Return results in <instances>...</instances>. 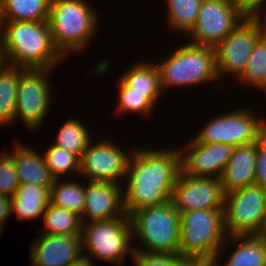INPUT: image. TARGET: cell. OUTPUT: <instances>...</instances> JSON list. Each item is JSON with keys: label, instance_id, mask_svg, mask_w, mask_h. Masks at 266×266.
<instances>
[{"label": "cell", "instance_id": "cell-1", "mask_svg": "<svg viewBox=\"0 0 266 266\" xmlns=\"http://www.w3.org/2000/svg\"><path fill=\"white\" fill-rule=\"evenodd\" d=\"M123 191L124 209L129 216L143 208L172 200L174 185L181 172L178 149H132Z\"/></svg>", "mask_w": 266, "mask_h": 266}, {"label": "cell", "instance_id": "cell-2", "mask_svg": "<svg viewBox=\"0 0 266 266\" xmlns=\"http://www.w3.org/2000/svg\"><path fill=\"white\" fill-rule=\"evenodd\" d=\"M0 52L4 64L24 69H53L64 59L48 21H0Z\"/></svg>", "mask_w": 266, "mask_h": 266}, {"label": "cell", "instance_id": "cell-3", "mask_svg": "<svg viewBox=\"0 0 266 266\" xmlns=\"http://www.w3.org/2000/svg\"><path fill=\"white\" fill-rule=\"evenodd\" d=\"M180 228L179 254L183 258L192 266L219 263L223 246L228 244L224 241L228 235L224 227L223 209L181 212Z\"/></svg>", "mask_w": 266, "mask_h": 266}, {"label": "cell", "instance_id": "cell-4", "mask_svg": "<svg viewBox=\"0 0 266 266\" xmlns=\"http://www.w3.org/2000/svg\"><path fill=\"white\" fill-rule=\"evenodd\" d=\"M97 19L86 0H51L48 24L53 43L64 58L88 45L97 31Z\"/></svg>", "mask_w": 266, "mask_h": 266}, {"label": "cell", "instance_id": "cell-5", "mask_svg": "<svg viewBox=\"0 0 266 266\" xmlns=\"http://www.w3.org/2000/svg\"><path fill=\"white\" fill-rule=\"evenodd\" d=\"M132 238H137L148 253H179L180 212L172 200L143 208L129 215Z\"/></svg>", "mask_w": 266, "mask_h": 266}, {"label": "cell", "instance_id": "cell-6", "mask_svg": "<svg viewBox=\"0 0 266 266\" xmlns=\"http://www.w3.org/2000/svg\"><path fill=\"white\" fill-rule=\"evenodd\" d=\"M156 66L162 90L218 81L215 49L208 46L187 43Z\"/></svg>", "mask_w": 266, "mask_h": 266}, {"label": "cell", "instance_id": "cell-7", "mask_svg": "<svg viewBox=\"0 0 266 266\" xmlns=\"http://www.w3.org/2000/svg\"><path fill=\"white\" fill-rule=\"evenodd\" d=\"M224 227L228 236L266 234V188L251 185L225 193Z\"/></svg>", "mask_w": 266, "mask_h": 266}, {"label": "cell", "instance_id": "cell-8", "mask_svg": "<svg viewBox=\"0 0 266 266\" xmlns=\"http://www.w3.org/2000/svg\"><path fill=\"white\" fill-rule=\"evenodd\" d=\"M81 238L83 252L87 249L91 256L94 255L104 262L116 263L119 266L125 261L128 252L131 254L134 252L131 240H135L132 239V227L127 214L118 218L82 224Z\"/></svg>", "mask_w": 266, "mask_h": 266}, {"label": "cell", "instance_id": "cell-9", "mask_svg": "<svg viewBox=\"0 0 266 266\" xmlns=\"http://www.w3.org/2000/svg\"><path fill=\"white\" fill-rule=\"evenodd\" d=\"M51 71L52 69H24L19 74L15 120L20 118L29 130L42 126L48 115L52 98L48 81Z\"/></svg>", "mask_w": 266, "mask_h": 266}, {"label": "cell", "instance_id": "cell-10", "mask_svg": "<svg viewBox=\"0 0 266 266\" xmlns=\"http://www.w3.org/2000/svg\"><path fill=\"white\" fill-rule=\"evenodd\" d=\"M245 18L232 0H203L188 37L194 45L216 47Z\"/></svg>", "mask_w": 266, "mask_h": 266}, {"label": "cell", "instance_id": "cell-11", "mask_svg": "<svg viewBox=\"0 0 266 266\" xmlns=\"http://www.w3.org/2000/svg\"><path fill=\"white\" fill-rule=\"evenodd\" d=\"M247 109L232 110L212 118L194 139L200 143H224L233 147L258 141L263 117L258 119Z\"/></svg>", "mask_w": 266, "mask_h": 266}, {"label": "cell", "instance_id": "cell-12", "mask_svg": "<svg viewBox=\"0 0 266 266\" xmlns=\"http://www.w3.org/2000/svg\"><path fill=\"white\" fill-rule=\"evenodd\" d=\"M260 36V31L254 20L245 17L223 41L214 47L218 78L225 74L235 75L234 77L238 78L245 69Z\"/></svg>", "mask_w": 266, "mask_h": 266}, {"label": "cell", "instance_id": "cell-13", "mask_svg": "<svg viewBox=\"0 0 266 266\" xmlns=\"http://www.w3.org/2000/svg\"><path fill=\"white\" fill-rule=\"evenodd\" d=\"M93 142L89 143L80 157V176H85L87 180L120 183V179L126 177L132 152L123 151L114 142H109L108 138Z\"/></svg>", "mask_w": 266, "mask_h": 266}, {"label": "cell", "instance_id": "cell-14", "mask_svg": "<svg viewBox=\"0 0 266 266\" xmlns=\"http://www.w3.org/2000/svg\"><path fill=\"white\" fill-rule=\"evenodd\" d=\"M225 192L221 178L191 177L180 172L174 185L172 202L181 212L223 209Z\"/></svg>", "mask_w": 266, "mask_h": 266}, {"label": "cell", "instance_id": "cell-15", "mask_svg": "<svg viewBox=\"0 0 266 266\" xmlns=\"http://www.w3.org/2000/svg\"><path fill=\"white\" fill-rule=\"evenodd\" d=\"M185 146L179 149L181 172L191 177L221 178L234 149L224 143H200L194 138Z\"/></svg>", "mask_w": 266, "mask_h": 266}, {"label": "cell", "instance_id": "cell-16", "mask_svg": "<svg viewBox=\"0 0 266 266\" xmlns=\"http://www.w3.org/2000/svg\"><path fill=\"white\" fill-rule=\"evenodd\" d=\"M88 181L85 185V204L80 217L82 224L118 218L126 214L122 185L110 181Z\"/></svg>", "mask_w": 266, "mask_h": 266}, {"label": "cell", "instance_id": "cell-17", "mask_svg": "<svg viewBox=\"0 0 266 266\" xmlns=\"http://www.w3.org/2000/svg\"><path fill=\"white\" fill-rule=\"evenodd\" d=\"M41 234L31 246L36 266H69L84 254L81 235Z\"/></svg>", "mask_w": 266, "mask_h": 266}, {"label": "cell", "instance_id": "cell-18", "mask_svg": "<svg viewBox=\"0 0 266 266\" xmlns=\"http://www.w3.org/2000/svg\"><path fill=\"white\" fill-rule=\"evenodd\" d=\"M256 155L257 141L234 147L221 176L225 193L254 185Z\"/></svg>", "mask_w": 266, "mask_h": 266}, {"label": "cell", "instance_id": "cell-19", "mask_svg": "<svg viewBox=\"0 0 266 266\" xmlns=\"http://www.w3.org/2000/svg\"><path fill=\"white\" fill-rule=\"evenodd\" d=\"M23 146L19 141L15 142V146L13 145L15 148L10 152L14 158L19 183L38 187H51L55 178L47 166L44 155L38 154V152L26 145Z\"/></svg>", "mask_w": 266, "mask_h": 266}, {"label": "cell", "instance_id": "cell-20", "mask_svg": "<svg viewBox=\"0 0 266 266\" xmlns=\"http://www.w3.org/2000/svg\"><path fill=\"white\" fill-rule=\"evenodd\" d=\"M50 202V187L20 184L11 198V214L18 221L30 220L43 215Z\"/></svg>", "mask_w": 266, "mask_h": 266}, {"label": "cell", "instance_id": "cell-21", "mask_svg": "<svg viewBox=\"0 0 266 266\" xmlns=\"http://www.w3.org/2000/svg\"><path fill=\"white\" fill-rule=\"evenodd\" d=\"M225 241L240 244L231 253L224 266H266V234L232 235L227 236ZM219 265L212 263L210 266Z\"/></svg>", "mask_w": 266, "mask_h": 266}, {"label": "cell", "instance_id": "cell-22", "mask_svg": "<svg viewBox=\"0 0 266 266\" xmlns=\"http://www.w3.org/2000/svg\"><path fill=\"white\" fill-rule=\"evenodd\" d=\"M135 64L120 79L130 88V92L146 93V98L155 106L163 91L156 63L143 61Z\"/></svg>", "mask_w": 266, "mask_h": 266}, {"label": "cell", "instance_id": "cell-23", "mask_svg": "<svg viewBox=\"0 0 266 266\" xmlns=\"http://www.w3.org/2000/svg\"><path fill=\"white\" fill-rule=\"evenodd\" d=\"M50 2L51 0H0V21H48Z\"/></svg>", "mask_w": 266, "mask_h": 266}, {"label": "cell", "instance_id": "cell-24", "mask_svg": "<svg viewBox=\"0 0 266 266\" xmlns=\"http://www.w3.org/2000/svg\"><path fill=\"white\" fill-rule=\"evenodd\" d=\"M24 68L2 64L0 67V125L15 120V102L19 74Z\"/></svg>", "mask_w": 266, "mask_h": 266}, {"label": "cell", "instance_id": "cell-25", "mask_svg": "<svg viewBox=\"0 0 266 266\" xmlns=\"http://www.w3.org/2000/svg\"><path fill=\"white\" fill-rule=\"evenodd\" d=\"M44 230L48 235H81L82 222L79 215L49 202L42 216Z\"/></svg>", "mask_w": 266, "mask_h": 266}, {"label": "cell", "instance_id": "cell-26", "mask_svg": "<svg viewBox=\"0 0 266 266\" xmlns=\"http://www.w3.org/2000/svg\"><path fill=\"white\" fill-rule=\"evenodd\" d=\"M85 126L77 119H68L58 130L56 139L52 144L81 157L93 140L90 131Z\"/></svg>", "mask_w": 266, "mask_h": 266}, {"label": "cell", "instance_id": "cell-27", "mask_svg": "<svg viewBox=\"0 0 266 266\" xmlns=\"http://www.w3.org/2000/svg\"><path fill=\"white\" fill-rule=\"evenodd\" d=\"M55 179L50 187V202L56 206L74 212L81 217L85 204V184L77 181L59 182Z\"/></svg>", "mask_w": 266, "mask_h": 266}, {"label": "cell", "instance_id": "cell-28", "mask_svg": "<svg viewBox=\"0 0 266 266\" xmlns=\"http://www.w3.org/2000/svg\"><path fill=\"white\" fill-rule=\"evenodd\" d=\"M167 24L185 35L193 28L203 0H166ZM172 26V27H171Z\"/></svg>", "mask_w": 266, "mask_h": 266}, {"label": "cell", "instance_id": "cell-29", "mask_svg": "<svg viewBox=\"0 0 266 266\" xmlns=\"http://www.w3.org/2000/svg\"><path fill=\"white\" fill-rule=\"evenodd\" d=\"M238 78L245 85L248 83L266 91V38H258L245 69Z\"/></svg>", "mask_w": 266, "mask_h": 266}, {"label": "cell", "instance_id": "cell-30", "mask_svg": "<svg viewBox=\"0 0 266 266\" xmlns=\"http://www.w3.org/2000/svg\"><path fill=\"white\" fill-rule=\"evenodd\" d=\"M46 149L43 155L55 179H60L61 175L71 174V172L79 174L80 157L78 155L53 144Z\"/></svg>", "mask_w": 266, "mask_h": 266}, {"label": "cell", "instance_id": "cell-31", "mask_svg": "<svg viewBox=\"0 0 266 266\" xmlns=\"http://www.w3.org/2000/svg\"><path fill=\"white\" fill-rule=\"evenodd\" d=\"M116 87L119 101L117 112L148 115L154 110L155 106L146 98V93L130 92V88L121 79Z\"/></svg>", "mask_w": 266, "mask_h": 266}, {"label": "cell", "instance_id": "cell-32", "mask_svg": "<svg viewBox=\"0 0 266 266\" xmlns=\"http://www.w3.org/2000/svg\"><path fill=\"white\" fill-rule=\"evenodd\" d=\"M140 249L133 248L131 254L136 266H192L179 253H148Z\"/></svg>", "mask_w": 266, "mask_h": 266}, {"label": "cell", "instance_id": "cell-33", "mask_svg": "<svg viewBox=\"0 0 266 266\" xmlns=\"http://www.w3.org/2000/svg\"><path fill=\"white\" fill-rule=\"evenodd\" d=\"M19 185L14 158L10 152L3 150L0 154V194L12 198Z\"/></svg>", "mask_w": 266, "mask_h": 266}, {"label": "cell", "instance_id": "cell-34", "mask_svg": "<svg viewBox=\"0 0 266 266\" xmlns=\"http://www.w3.org/2000/svg\"><path fill=\"white\" fill-rule=\"evenodd\" d=\"M254 185L266 188V150L258 141Z\"/></svg>", "mask_w": 266, "mask_h": 266}, {"label": "cell", "instance_id": "cell-35", "mask_svg": "<svg viewBox=\"0 0 266 266\" xmlns=\"http://www.w3.org/2000/svg\"><path fill=\"white\" fill-rule=\"evenodd\" d=\"M232 2L245 17H251L256 11L262 12L261 8L266 0H232Z\"/></svg>", "mask_w": 266, "mask_h": 266}, {"label": "cell", "instance_id": "cell-36", "mask_svg": "<svg viewBox=\"0 0 266 266\" xmlns=\"http://www.w3.org/2000/svg\"><path fill=\"white\" fill-rule=\"evenodd\" d=\"M11 214V197L0 194V226L5 227L3 224Z\"/></svg>", "mask_w": 266, "mask_h": 266}, {"label": "cell", "instance_id": "cell-37", "mask_svg": "<svg viewBox=\"0 0 266 266\" xmlns=\"http://www.w3.org/2000/svg\"><path fill=\"white\" fill-rule=\"evenodd\" d=\"M262 9H264L263 13H261L260 11H256L250 18H252L254 22L257 24L261 37L266 38V2L263 4ZM261 14L263 17H261ZM262 18L265 19L263 20Z\"/></svg>", "mask_w": 266, "mask_h": 266}, {"label": "cell", "instance_id": "cell-38", "mask_svg": "<svg viewBox=\"0 0 266 266\" xmlns=\"http://www.w3.org/2000/svg\"><path fill=\"white\" fill-rule=\"evenodd\" d=\"M258 143L266 150V119H262L259 126Z\"/></svg>", "mask_w": 266, "mask_h": 266}, {"label": "cell", "instance_id": "cell-39", "mask_svg": "<svg viewBox=\"0 0 266 266\" xmlns=\"http://www.w3.org/2000/svg\"><path fill=\"white\" fill-rule=\"evenodd\" d=\"M90 255L83 254L79 259H77L74 263L70 264L69 266H93L95 264L92 263Z\"/></svg>", "mask_w": 266, "mask_h": 266}, {"label": "cell", "instance_id": "cell-40", "mask_svg": "<svg viewBox=\"0 0 266 266\" xmlns=\"http://www.w3.org/2000/svg\"><path fill=\"white\" fill-rule=\"evenodd\" d=\"M3 63H4V62H3L2 54H1V52H0V67H1V65H2Z\"/></svg>", "mask_w": 266, "mask_h": 266}, {"label": "cell", "instance_id": "cell-41", "mask_svg": "<svg viewBox=\"0 0 266 266\" xmlns=\"http://www.w3.org/2000/svg\"><path fill=\"white\" fill-rule=\"evenodd\" d=\"M4 228L0 226V235L3 233Z\"/></svg>", "mask_w": 266, "mask_h": 266}]
</instances>
